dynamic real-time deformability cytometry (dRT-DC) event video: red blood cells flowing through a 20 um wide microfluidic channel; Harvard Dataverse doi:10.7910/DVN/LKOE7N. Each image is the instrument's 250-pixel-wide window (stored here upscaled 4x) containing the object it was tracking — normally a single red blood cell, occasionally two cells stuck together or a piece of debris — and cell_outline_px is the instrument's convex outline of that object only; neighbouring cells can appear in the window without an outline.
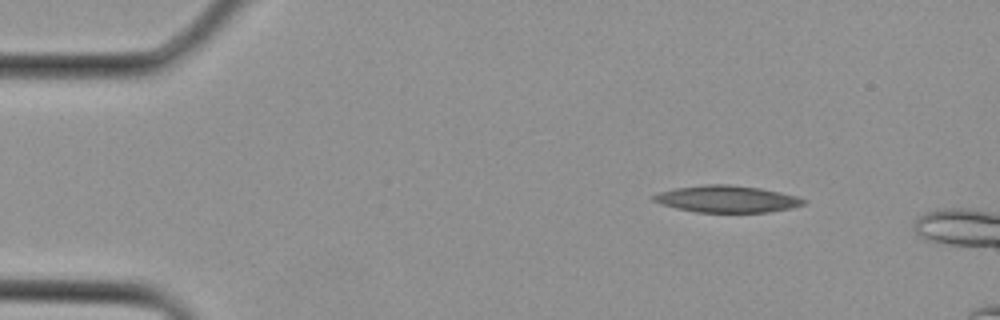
{"species": "Egyptian fruit bat (a non-hibernating species)", "species_latin": "Rousettus aegyptiacus", "temperature_condition": "cold", "stored_images_in_passage": 3, "camera_frame_rate_fps": 3000, "um_per_image_px": 0.085, "animal": {"sex": "female"}, "frame": {"image": 1, "passage_image": 1, "time_ms": 0.0, "image_size_px": [1000, 320], "cell_outline_px": [[808, 200], [804, 204], [792, 208], [768, 212], [696, 212], [676, 208], [660, 204], [652, 200], [652, 196], [660, 192], [676, 188], [704, 184], [728, 184], [760, 188], [780, 192], [796, 196]], "centroid_in_image_um": [61.79, 16.91], "position_along_channel_um": 23.2, "area_um2": 23.47}}